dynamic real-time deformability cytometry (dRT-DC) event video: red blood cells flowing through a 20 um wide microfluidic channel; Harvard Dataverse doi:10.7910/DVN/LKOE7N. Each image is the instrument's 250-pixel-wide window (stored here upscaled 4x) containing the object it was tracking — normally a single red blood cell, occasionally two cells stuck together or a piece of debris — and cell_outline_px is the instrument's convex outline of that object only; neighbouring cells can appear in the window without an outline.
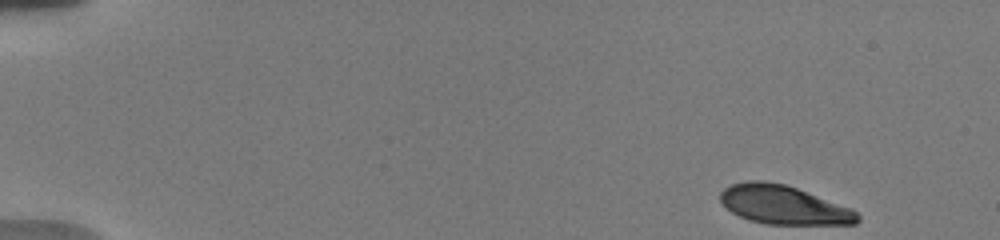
{"species": "human", "species_latin": "Homo sapiens", "temperature_condition": "warm", "stored_images_in_passage": 11, "camera_frame_rate_fps": 3000, "um_per_image_px": 0.085, "donor": {"sex": "male"}, "frame": {"image": 1, "passage_image": 1, "time_ms": 0.0, "image_size_px": [1000, 240], "cell_outline_px": [[860, 220], [856, 224], [768, 224], [748, 220], [732, 212], [720, 200], [720, 192], [724, 188], [732, 184], [748, 180], [764, 180], [784, 184], [796, 188], [852, 208], [860, 216]], "centroid_in_image_um": [66.61, 17.41], "position_along_channel_um": 18.4, "area_um2": 30.87}}
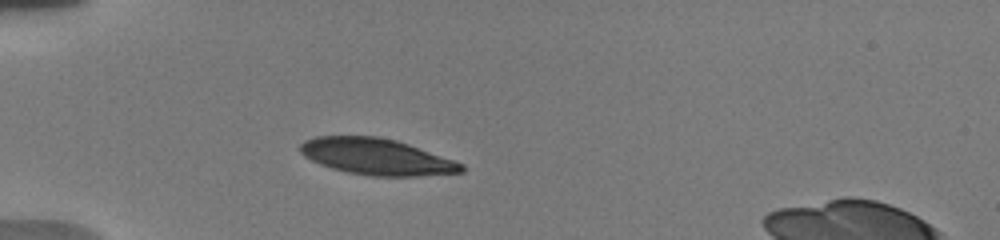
{"frame": {"image": 2, "passage_image": 7, "time_ms": 4.0, "image_size_px": [1000, 240], "cell_outline_px": [[464, 172], [416, 176], [372, 176], [348, 172], [332, 168], [320, 164], [304, 156], [300, 152], [300, 144], [304, 140], [316, 136], [376, 136], [396, 140], [408, 144], [464, 164]], "centroid_in_image_um": [31.98, 13.32], "position_along_channel_um": 53.0, "area_um2": 33.87}}